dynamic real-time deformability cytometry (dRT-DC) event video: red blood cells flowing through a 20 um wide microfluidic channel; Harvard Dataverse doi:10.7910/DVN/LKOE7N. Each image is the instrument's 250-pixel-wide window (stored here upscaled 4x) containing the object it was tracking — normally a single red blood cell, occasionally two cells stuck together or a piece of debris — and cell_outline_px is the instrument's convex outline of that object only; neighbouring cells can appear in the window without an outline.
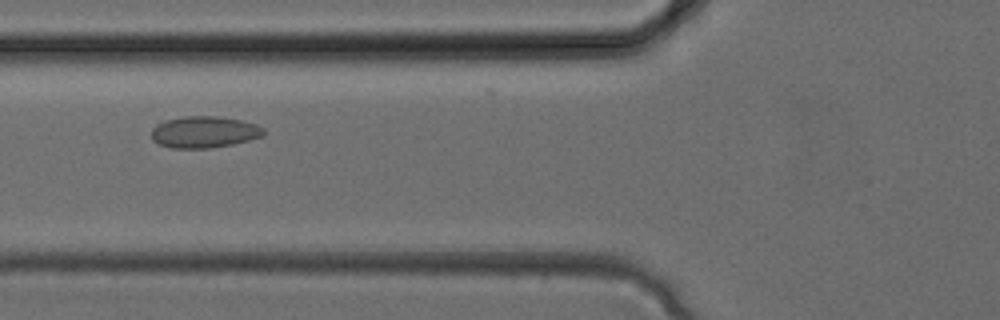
{"species": "common noctule bat (a hibernating species)", "species_latin": "Nyctalus noctula", "temperature_condition": "cold", "stored_images_in_passage": 28, "camera_frame_rate_fps": 3000, "um_per_image_px": 0.085, "animal": {"sex": "female", "body_mass_g": 24.6, "forearm_length_mm": 56.2}, "frame": {"image": 1, "passage_image": 7, "time_ms": 2.0, "image_size_px": [1000, 320], "cell_outline_px": [[264, 136], [232, 144], [208, 148], [172, 148], [160, 144], [152, 140], [152, 128], [156, 124], [168, 120], [184, 116], [216, 116], [240, 120], [256, 124], [264, 128]], "centroid_in_image_um": [17.36, 11.22], "position_along_channel_um": 108.4, "area_um2": 20.52}}
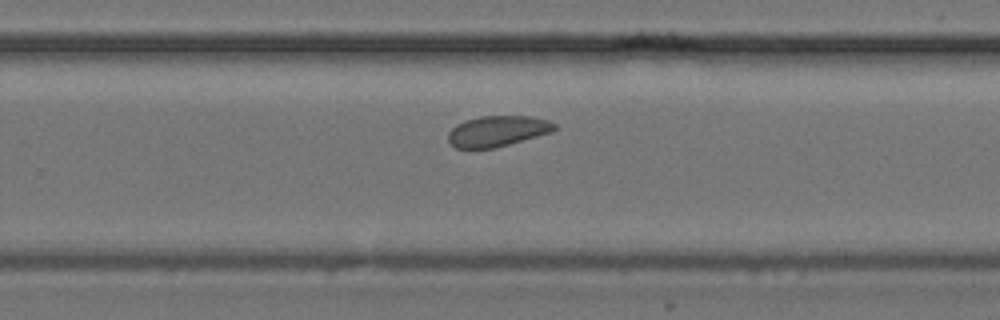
{"frame": {"image": 2, "passage_image": 16, "time_ms": 5.0, "image_size_px": [1000, 320], "cell_outline_px": [[560, 128], [552, 132], [496, 148], [456, 148], [448, 140], [448, 132], [456, 124], [464, 120], [480, 116], [528, 116], [548, 120], [556, 124]], "centroid_in_image_um": [42.31, 11.14], "position_along_channel_um": 287.5, "area_um2": 19.19}}
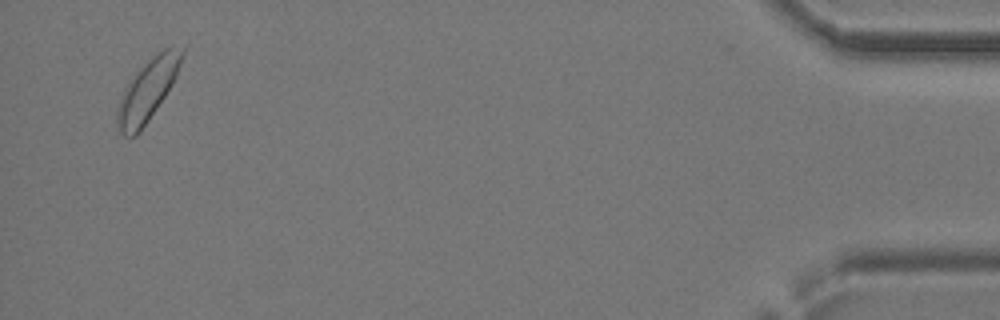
{"frame": {"image": 3, "passage_image": 27, "time_ms": 8.667, "image_size_px": [1000, 320], "cell_outline_px": [[184, 56], [176, 76], [172, 84], [140, 132], [136, 136], [124, 136], [120, 132], [116, 124], [116, 112], [124, 88], [128, 80], [156, 52], [172, 44], [184, 48]], "centroid_in_image_um": [12.55, 7.62], "position_along_channel_um": 422.7, "area_um2": 23.24}}